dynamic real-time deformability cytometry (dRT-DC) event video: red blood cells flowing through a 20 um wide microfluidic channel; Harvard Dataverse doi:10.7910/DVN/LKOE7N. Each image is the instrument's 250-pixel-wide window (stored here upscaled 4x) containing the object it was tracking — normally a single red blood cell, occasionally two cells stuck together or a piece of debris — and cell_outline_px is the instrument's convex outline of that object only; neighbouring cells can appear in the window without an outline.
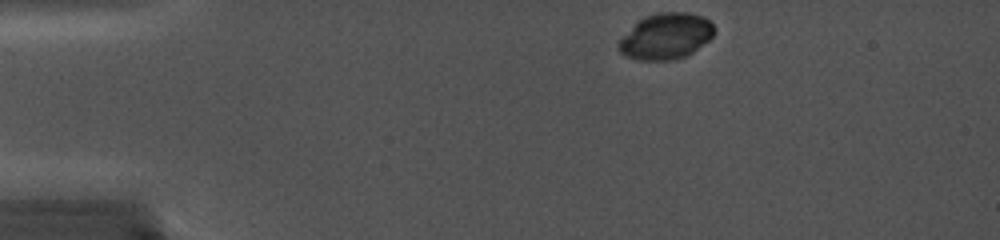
{"species": "common noctule bat (a hibernating species)", "species_latin": "Nyctalus noctula", "temperature_condition": "cold", "stored_images_in_passage": 27, "camera_frame_rate_fps": 5000, "um_per_image_px": 0.085, "animal": {"sex": "female", "body_mass_g": 19.0, "forearm_length_mm": 56.7}, "frame": {"image": 1, "passage_image": 1, "time_ms": 0.0, "image_size_px": [1000, 240], "cell_outline_px": [[716, 32], [708, 40], [688, 56], [672, 60], [640, 60], [624, 56], [616, 48], [616, 44], [644, 16], [656, 12], [688, 12], [704, 16], [716, 28]], "centroid_in_image_um": [56.62, 3.08], "position_along_channel_um": 28.4, "area_um2": 25.72}}
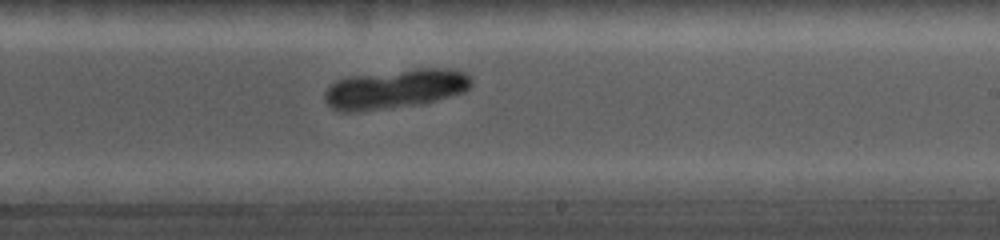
{"frame": {"image": 2, "passage_image": 17, "time_ms": 7.8, "image_size_px": [1000, 240], "cell_outline_px": [[472, 84], [464, 92], [424, 104], [356, 112], [336, 112], [324, 100], [324, 92], [336, 80], [352, 76], [416, 68], [448, 68], [464, 72], [472, 76]], "centroid_in_image_um": [33.61, 7.57], "position_along_channel_um": 255.4, "area_um2": 33.99}}
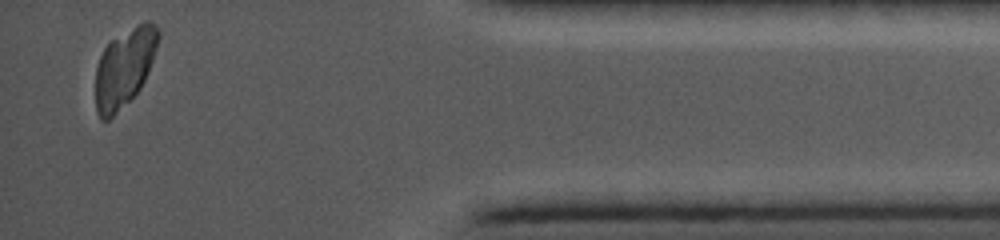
{"frame": {"image": 3, "passage_image": 27, "time_ms": 13.0, "image_size_px": [1000, 240], "cell_outline_px": [[160, 36], [152, 60], [144, 80], [140, 88], [108, 120], [100, 120], [96, 112], [96, 68], [100, 56], [104, 48], [112, 40], [144, 20], [152, 20], [156, 24], [160, 32]], "centroid_in_image_um": [10.58, 5.71], "position_along_channel_um": 424.6, "area_um2": 28.21}}